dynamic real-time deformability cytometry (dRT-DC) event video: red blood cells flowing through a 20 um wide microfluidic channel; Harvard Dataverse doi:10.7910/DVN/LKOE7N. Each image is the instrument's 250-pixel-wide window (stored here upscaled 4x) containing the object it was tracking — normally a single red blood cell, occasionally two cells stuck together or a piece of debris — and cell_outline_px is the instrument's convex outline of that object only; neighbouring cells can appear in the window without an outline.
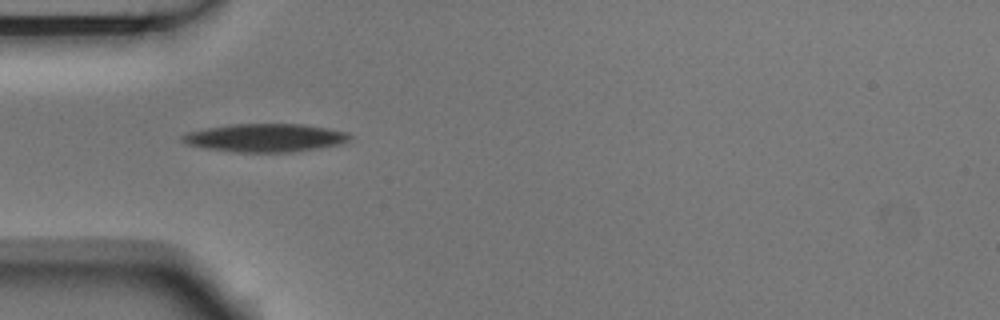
{"species": "Egyptian fruit bat (a non-hibernating species)", "species_latin": "Rousettus aegyptiacus", "temperature_condition": "room temperature", "stored_images_in_passage": 9, "camera_frame_rate_fps": 3000, "um_per_image_px": 0.085, "animal": {"sex": "male"}, "frame": {"image": 1, "passage_image": 3, "time_ms": 0.667, "image_size_px": [1000, 320], "cell_outline_px": [[352, 136], [348, 140], [340, 144], [320, 148], [292, 152], [236, 152], [208, 148], [188, 144], [180, 136], [188, 132], [228, 124], [304, 124], [328, 128], [348, 132]], "centroid_in_image_um": [22.61, 11.71], "position_along_channel_um": 62.4, "area_um2": 27.34}}
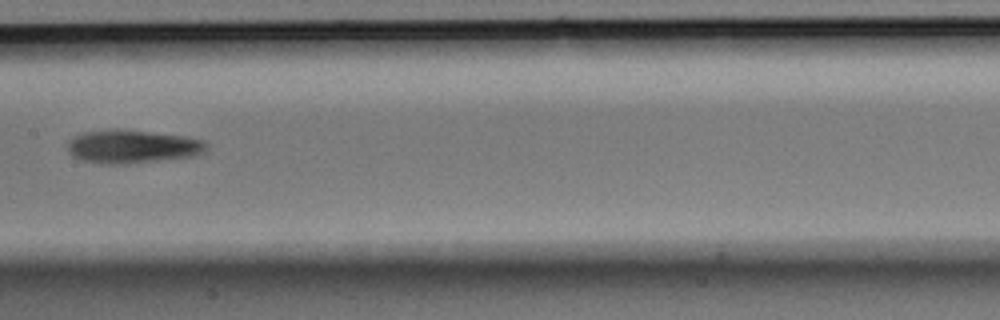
{"frame": {"image": 2, "passage_image": 6, "time_ms": 1.667, "image_size_px": [1000, 320], "cell_outline_px": [[208, 152], [200, 156], [128, 164], [100, 164], [84, 160], [72, 156], [68, 152], [68, 140], [84, 132], [144, 132], [184, 136], [204, 140], [208, 144]], "centroid_in_image_um": [11.37, 12.52], "position_along_channel_um": 196.0, "area_um2": 26.47}}
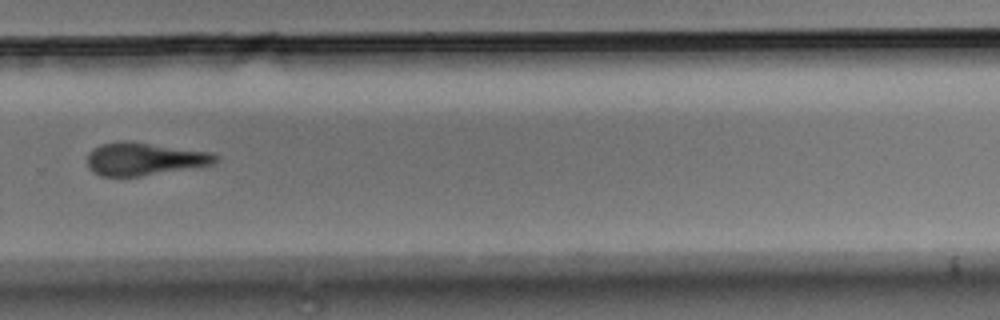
{"frame": {"image": 3, "passage_image": 9, "time_ms": 2.667, "image_size_px": [1000, 320], "cell_outline_px": [[220, 156], [212, 164], [140, 176], [100, 176], [92, 172], [88, 168], [88, 152], [100, 144], [124, 140], [212, 152]], "centroid_in_image_um": [12.23, 13.5], "position_along_channel_um": 317.6, "area_um2": 24.33}}